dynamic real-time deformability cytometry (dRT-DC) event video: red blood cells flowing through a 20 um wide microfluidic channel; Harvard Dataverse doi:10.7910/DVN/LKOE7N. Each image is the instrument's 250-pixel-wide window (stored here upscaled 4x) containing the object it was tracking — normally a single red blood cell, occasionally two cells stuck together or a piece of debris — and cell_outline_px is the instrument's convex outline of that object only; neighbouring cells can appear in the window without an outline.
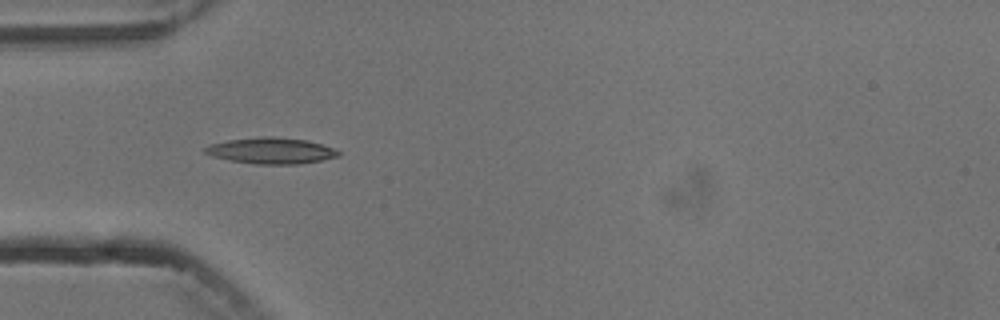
{"species": "common noctule bat (a hibernating species)", "species_latin": "Nyctalus noctula", "temperature_condition": "cold", "stored_images_in_passage": 2, "camera_frame_rate_fps": 3000, "um_per_image_px": 0.085, "animal": {"sex": "male", "body_mass_g": 13.3}, "frame": {"image": 1, "passage_image": 1, "time_ms": 0.0, "image_size_px": [1000, 320], "cell_outline_px": [[340, 156], [300, 164], [252, 164], [228, 160], [212, 156], [204, 152], [204, 148], [208, 144], [228, 140], [264, 136], [272, 136], [308, 140], [332, 148], [340, 152]], "centroid_in_image_um": [23.01, 12.81], "position_along_channel_um": 62.0, "area_um2": 20.35}}
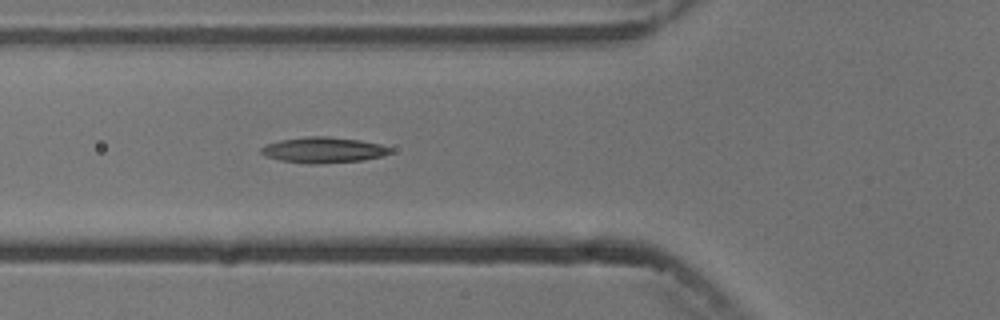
{"frame": {"image": 2, "passage_image": 2, "time_ms": 1.0, "image_size_px": [1000, 320], "cell_outline_px": [[392, 152], [380, 156], [360, 160], [320, 164], [308, 164], [280, 160], [264, 156], [260, 152], [260, 148], [268, 144], [280, 140], [308, 136], [328, 136], [360, 140], [380, 144], [392, 148]], "centroid_in_image_um": [27.46, 12.75], "position_along_channel_um": 98.3, "area_um2": 19.31}}